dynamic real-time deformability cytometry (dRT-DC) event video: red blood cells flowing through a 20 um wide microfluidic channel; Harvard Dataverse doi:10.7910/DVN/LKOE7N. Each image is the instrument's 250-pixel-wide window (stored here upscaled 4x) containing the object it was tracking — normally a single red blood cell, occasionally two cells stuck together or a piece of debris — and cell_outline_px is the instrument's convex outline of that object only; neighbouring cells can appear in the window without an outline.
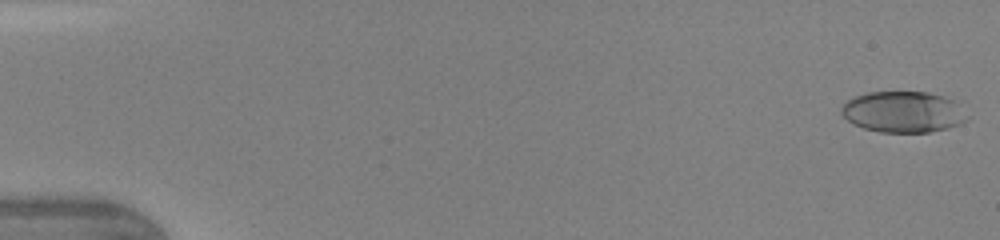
{"species": "human", "species_latin": "Homo sapiens", "temperature_condition": "warm", "stored_images_in_passage": 47, "camera_frame_rate_fps": 3000, "um_per_image_px": 0.085, "donor": {"sex": "female"}, "frame": {"image": 1, "passage_image": 1, "time_ms": 0.0, "image_size_px": [1000, 240], "cell_outline_px": [[968, 120], [960, 124], [948, 128], [928, 132], [880, 132], [864, 128], [848, 120], [840, 112], [840, 108], [848, 100], [856, 96], [868, 92], [928, 92], [952, 100], [968, 116]], "centroid_in_image_um": [76.76, 9.52], "position_along_channel_um": 8.2, "area_um2": 29.77}}
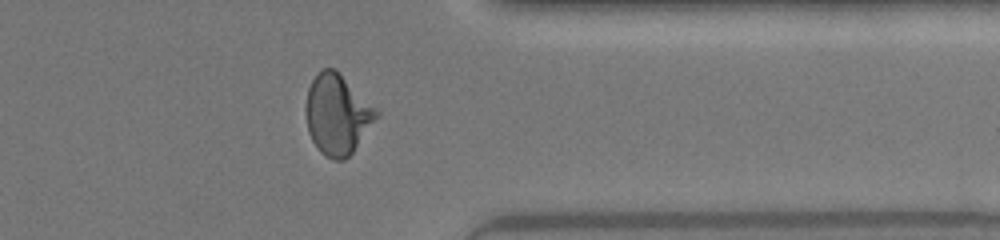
{"frame": {"image": 2, "passage_image": 38, "time_ms": 12.333, "image_size_px": [1000, 240], "cell_outline_px": [[380, 116], [352, 152], [344, 160], [332, 160], [324, 156], [320, 152], [312, 140], [308, 132], [308, 88], [312, 80], [324, 68], [336, 68], [380, 112]], "centroid_in_image_um": [28.72, 9.74], "position_along_channel_um": 382.7, "area_um2": 32.6}}
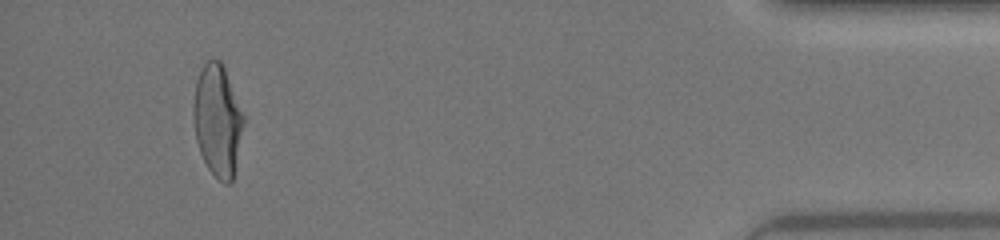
{"frame": {"image": 3, "passage_image": 44, "time_ms": 14.333, "image_size_px": [1000, 240], "cell_outline_px": [[244, 124], [232, 180], [228, 184], [224, 184], [208, 168], [200, 152], [196, 140], [192, 116], [192, 104], [196, 80], [204, 64], [208, 60], [220, 60], [224, 68], [244, 116]], "centroid_in_image_um": [18.46, 10.23], "position_along_channel_um": 416.7, "area_um2": 32.31}, "authors_computed_cell_mechanics": {"area_um2": 31.3276, "velocity_mm_per_s": 4.3735, "shape_relaxation_time_tau1_ms": 5.1616, "shape_relaxation_time_tau2_ms": 0.8947, "deformation_change_tau1": 0.2211, "deformation_change_tau2": 0.066}}